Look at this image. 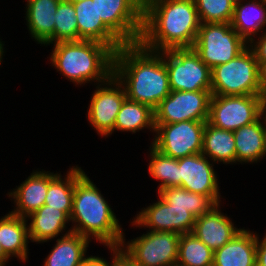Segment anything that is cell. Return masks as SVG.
I'll use <instances>...</instances> for the list:
<instances>
[{
    "instance_id": "2e32d148",
    "label": "cell",
    "mask_w": 266,
    "mask_h": 266,
    "mask_svg": "<svg viewBox=\"0 0 266 266\" xmlns=\"http://www.w3.org/2000/svg\"><path fill=\"white\" fill-rule=\"evenodd\" d=\"M222 205L217 204L209 212L196 218L192 231L212 251L224 246L243 229L238 228L234 220L222 212Z\"/></svg>"
},
{
    "instance_id": "f1b7e54d",
    "label": "cell",
    "mask_w": 266,
    "mask_h": 266,
    "mask_svg": "<svg viewBox=\"0 0 266 266\" xmlns=\"http://www.w3.org/2000/svg\"><path fill=\"white\" fill-rule=\"evenodd\" d=\"M148 153V173L149 176L159 181L157 191L168 187H181V178H179L178 159L166 156L155 149L151 144Z\"/></svg>"
},
{
    "instance_id": "cb8c5ba5",
    "label": "cell",
    "mask_w": 266,
    "mask_h": 266,
    "mask_svg": "<svg viewBox=\"0 0 266 266\" xmlns=\"http://www.w3.org/2000/svg\"><path fill=\"white\" fill-rule=\"evenodd\" d=\"M60 172V173H59ZM48 171V192L45 205L63 211L69 218L73 209L75 182L85 173L77 164L71 166L62 176L61 171Z\"/></svg>"
},
{
    "instance_id": "e575fe53",
    "label": "cell",
    "mask_w": 266,
    "mask_h": 266,
    "mask_svg": "<svg viewBox=\"0 0 266 266\" xmlns=\"http://www.w3.org/2000/svg\"><path fill=\"white\" fill-rule=\"evenodd\" d=\"M263 238L257 233L256 266H266V233Z\"/></svg>"
},
{
    "instance_id": "6da1fadb",
    "label": "cell",
    "mask_w": 266,
    "mask_h": 266,
    "mask_svg": "<svg viewBox=\"0 0 266 266\" xmlns=\"http://www.w3.org/2000/svg\"><path fill=\"white\" fill-rule=\"evenodd\" d=\"M200 25L194 0H145L139 43L155 52L192 48Z\"/></svg>"
},
{
    "instance_id": "7c38bea8",
    "label": "cell",
    "mask_w": 266,
    "mask_h": 266,
    "mask_svg": "<svg viewBox=\"0 0 266 266\" xmlns=\"http://www.w3.org/2000/svg\"><path fill=\"white\" fill-rule=\"evenodd\" d=\"M94 86L96 89L89 98L86 118L97 135L109 138L114 133L116 116L127 98L126 91L114 74L107 81Z\"/></svg>"
},
{
    "instance_id": "484cf974",
    "label": "cell",
    "mask_w": 266,
    "mask_h": 266,
    "mask_svg": "<svg viewBox=\"0 0 266 266\" xmlns=\"http://www.w3.org/2000/svg\"><path fill=\"white\" fill-rule=\"evenodd\" d=\"M54 241L42 266H80L89 257L87 250L91 241L78 233L70 232Z\"/></svg>"
},
{
    "instance_id": "f546056e",
    "label": "cell",
    "mask_w": 266,
    "mask_h": 266,
    "mask_svg": "<svg viewBox=\"0 0 266 266\" xmlns=\"http://www.w3.org/2000/svg\"><path fill=\"white\" fill-rule=\"evenodd\" d=\"M157 195L173 207L187 208L196 218L217 205L209 196L192 193L179 186L161 189Z\"/></svg>"
},
{
    "instance_id": "83f0119b",
    "label": "cell",
    "mask_w": 266,
    "mask_h": 266,
    "mask_svg": "<svg viewBox=\"0 0 266 266\" xmlns=\"http://www.w3.org/2000/svg\"><path fill=\"white\" fill-rule=\"evenodd\" d=\"M144 129H149L154 136V110L145 104L126 98L116 116L114 132L135 134Z\"/></svg>"
},
{
    "instance_id": "8fae6325",
    "label": "cell",
    "mask_w": 266,
    "mask_h": 266,
    "mask_svg": "<svg viewBox=\"0 0 266 266\" xmlns=\"http://www.w3.org/2000/svg\"><path fill=\"white\" fill-rule=\"evenodd\" d=\"M98 17L125 45L139 43L143 29V0H94Z\"/></svg>"
},
{
    "instance_id": "8d00e7d4",
    "label": "cell",
    "mask_w": 266,
    "mask_h": 266,
    "mask_svg": "<svg viewBox=\"0 0 266 266\" xmlns=\"http://www.w3.org/2000/svg\"><path fill=\"white\" fill-rule=\"evenodd\" d=\"M80 266H111V261L99 255H90Z\"/></svg>"
},
{
    "instance_id": "7bdbcfd3",
    "label": "cell",
    "mask_w": 266,
    "mask_h": 266,
    "mask_svg": "<svg viewBox=\"0 0 266 266\" xmlns=\"http://www.w3.org/2000/svg\"><path fill=\"white\" fill-rule=\"evenodd\" d=\"M68 1H84V0H68Z\"/></svg>"
},
{
    "instance_id": "74e56055",
    "label": "cell",
    "mask_w": 266,
    "mask_h": 266,
    "mask_svg": "<svg viewBox=\"0 0 266 266\" xmlns=\"http://www.w3.org/2000/svg\"><path fill=\"white\" fill-rule=\"evenodd\" d=\"M259 64V84L260 91L263 95L266 92V61L258 62Z\"/></svg>"
},
{
    "instance_id": "60d3db41",
    "label": "cell",
    "mask_w": 266,
    "mask_h": 266,
    "mask_svg": "<svg viewBox=\"0 0 266 266\" xmlns=\"http://www.w3.org/2000/svg\"><path fill=\"white\" fill-rule=\"evenodd\" d=\"M263 115L266 117V92L263 94Z\"/></svg>"
},
{
    "instance_id": "e0dca14e",
    "label": "cell",
    "mask_w": 266,
    "mask_h": 266,
    "mask_svg": "<svg viewBox=\"0 0 266 266\" xmlns=\"http://www.w3.org/2000/svg\"><path fill=\"white\" fill-rule=\"evenodd\" d=\"M48 192V171L33 170L32 173L18 186L7 192L14 204L11 214L27 218L40 207L45 205Z\"/></svg>"
},
{
    "instance_id": "1f68e13d",
    "label": "cell",
    "mask_w": 266,
    "mask_h": 266,
    "mask_svg": "<svg viewBox=\"0 0 266 266\" xmlns=\"http://www.w3.org/2000/svg\"><path fill=\"white\" fill-rule=\"evenodd\" d=\"M54 15V43L78 41V25L73 2L61 0Z\"/></svg>"
},
{
    "instance_id": "9c48e42d",
    "label": "cell",
    "mask_w": 266,
    "mask_h": 266,
    "mask_svg": "<svg viewBox=\"0 0 266 266\" xmlns=\"http://www.w3.org/2000/svg\"><path fill=\"white\" fill-rule=\"evenodd\" d=\"M263 95H212L208 122L214 127L235 131L263 115Z\"/></svg>"
},
{
    "instance_id": "f35d334b",
    "label": "cell",
    "mask_w": 266,
    "mask_h": 266,
    "mask_svg": "<svg viewBox=\"0 0 266 266\" xmlns=\"http://www.w3.org/2000/svg\"><path fill=\"white\" fill-rule=\"evenodd\" d=\"M11 258L4 252L2 245L0 243V266H6Z\"/></svg>"
},
{
    "instance_id": "4dcf8cb0",
    "label": "cell",
    "mask_w": 266,
    "mask_h": 266,
    "mask_svg": "<svg viewBox=\"0 0 266 266\" xmlns=\"http://www.w3.org/2000/svg\"><path fill=\"white\" fill-rule=\"evenodd\" d=\"M214 251L193 233L180 235L177 263L180 266H213Z\"/></svg>"
},
{
    "instance_id": "603a6c76",
    "label": "cell",
    "mask_w": 266,
    "mask_h": 266,
    "mask_svg": "<svg viewBox=\"0 0 266 266\" xmlns=\"http://www.w3.org/2000/svg\"><path fill=\"white\" fill-rule=\"evenodd\" d=\"M0 243L4 252L12 259L27 262L29 257V230L26 218L7 212L0 217Z\"/></svg>"
},
{
    "instance_id": "ffe728a7",
    "label": "cell",
    "mask_w": 266,
    "mask_h": 266,
    "mask_svg": "<svg viewBox=\"0 0 266 266\" xmlns=\"http://www.w3.org/2000/svg\"><path fill=\"white\" fill-rule=\"evenodd\" d=\"M26 219L29 221L30 242L35 244L48 243L72 232V228H68L70 218L63 211L48 205H43Z\"/></svg>"
},
{
    "instance_id": "b9f144b4",
    "label": "cell",
    "mask_w": 266,
    "mask_h": 266,
    "mask_svg": "<svg viewBox=\"0 0 266 266\" xmlns=\"http://www.w3.org/2000/svg\"><path fill=\"white\" fill-rule=\"evenodd\" d=\"M231 1L234 5L237 4L240 0H229Z\"/></svg>"
},
{
    "instance_id": "9a60e30c",
    "label": "cell",
    "mask_w": 266,
    "mask_h": 266,
    "mask_svg": "<svg viewBox=\"0 0 266 266\" xmlns=\"http://www.w3.org/2000/svg\"><path fill=\"white\" fill-rule=\"evenodd\" d=\"M181 187L192 193L209 196L216 204L222 202L219 176L215 164L202 153L178 159Z\"/></svg>"
},
{
    "instance_id": "52a82bcc",
    "label": "cell",
    "mask_w": 266,
    "mask_h": 266,
    "mask_svg": "<svg viewBox=\"0 0 266 266\" xmlns=\"http://www.w3.org/2000/svg\"><path fill=\"white\" fill-rule=\"evenodd\" d=\"M124 234L120 252L136 266H173L177 263L180 234L147 231L126 241Z\"/></svg>"
},
{
    "instance_id": "277c9868",
    "label": "cell",
    "mask_w": 266,
    "mask_h": 266,
    "mask_svg": "<svg viewBox=\"0 0 266 266\" xmlns=\"http://www.w3.org/2000/svg\"><path fill=\"white\" fill-rule=\"evenodd\" d=\"M51 47L47 57L51 66L75 86L89 83L94 86L107 81L114 73L115 51L108 45L79 40L56 42Z\"/></svg>"
},
{
    "instance_id": "5bb4252c",
    "label": "cell",
    "mask_w": 266,
    "mask_h": 266,
    "mask_svg": "<svg viewBox=\"0 0 266 266\" xmlns=\"http://www.w3.org/2000/svg\"><path fill=\"white\" fill-rule=\"evenodd\" d=\"M158 200L149 203L133 216L131 225L155 232L192 233L196 217L187 208L173 207L159 195Z\"/></svg>"
},
{
    "instance_id": "4fadbf2b",
    "label": "cell",
    "mask_w": 266,
    "mask_h": 266,
    "mask_svg": "<svg viewBox=\"0 0 266 266\" xmlns=\"http://www.w3.org/2000/svg\"><path fill=\"white\" fill-rule=\"evenodd\" d=\"M211 90L172 91L154 110V124L208 121Z\"/></svg>"
},
{
    "instance_id": "7a4b0ae2",
    "label": "cell",
    "mask_w": 266,
    "mask_h": 266,
    "mask_svg": "<svg viewBox=\"0 0 266 266\" xmlns=\"http://www.w3.org/2000/svg\"><path fill=\"white\" fill-rule=\"evenodd\" d=\"M115 77L126 96L155 110L171 92L163 56L140 43L121 46L114 56Z\"/></svg>"
},
{
    "instance_id": "5b68a950",
    "label": "cell",
    "mask_w": 266,
    "mask_h": 266,
    "mask_svg": "<svg viewBox=\"0 0 266 266\" xmlns=\"http://www.w3.org/2000/svg\"><path fill=\"white\" fill-rule=\"evenodd\" d=\"M212 95H262L259 84V64L247 47L237 57L211 69Z\"/></svg>"
},
{
    "instance_id": "7402d4cb",
    "label": "cell",
    "mask_w": 266,
    "mask_h": 266,
    "mask_svg": "<svg viewBox=\"0 0 266 266\" xmlns=\"http://www.w3.org/2000/svg\"><path fill=\"white\" fill-rule=\"evenodd\" d=\"M257 232L243 229L214 251L213 266H256Z\"/></svg>"
},
{
    "instance_id": "836d02e7",
    "label": "cell",
    "mask_w": 266,
    "mask_h": 266,
    "mask_svg": "<svg viewBox=\"0 0 266 266\" xmlns=\"http://www.w3.org/2000/svg\"><path fill=\"white\" fill-rule=\"evenodd\" d=\"M248 47L253 51L257 62L266 61V30L262 34L253 37L248 42Z\"/></svg>"
},
{
    "instance_id": "ba28073f",
    "label": "cell",
    "mask_w": 266,
    "mask_h": 266,
    "mask_svg": "<svg viewBox=\"0 0 266 266\" xmlns=\"http://www.w3.org/2000/svg\"><path fill=\"white\" fill-rule=\"evenodd\" d=\"M159 53L163 56L172 91L211 90V69L193 48H174Z\"/></svg>"
},
{
    "instance_id": "d6a6232c",
    "label": "cell",
    "mask_w": 266,
    "mask_h": 266,
    "mask_svg": "<svg viewBox=\"0 0 266 266\" xmlns=\"http://www.w3.org/2000/svg\"><path fill=\"white\" fill-rule=\"evenodd\" d=\"M201 23H231L234 4L229 0H194Z\"/></svg>"
},
{
    "instance_id": "30bf717a",
    "label": "cell",
    "mask_w": 266,
    "mask_h": 266,
    "mask_svg": "<svg viewBox=\"0 0 266 266\" xmlns=\"http://www.w3.org/2000/svg\"><path fill=\"white\" fill-rule=\"evenodd\" d=\"M154 125L155 134L150 143L162 154L180 159L202 153L206 121Z\"/></svg>"
},
{
    "instance_id": "4316f807",
    "label": "cell",
    "mask_w": 266,
    "mask_h": 266,
    "mask_svg": "<svg viewBox=\"0 0 266 266\" xmlns=\"http://www.w3.org/2000/svg\"><path fill=\"white\" fill-rule=\"evenodd\" d=\"M202 154L215 164L235 165L236 147L233 131L214 127L206 121Z\"/></svg>"
},
{
    "instance_id": "d4e9b609",
    "label": "cell",
    "mask_w": 266,
    "mask_h": 266,
    "mask_svg": "<svg viewBox=\"0 0 266 266\" xmlns=\"http://www.w3.org/2000/svg\"><path fill=\"white\" fill-rule=\"evenodd\" d=\"M231 26L247 42L266 30V0H240L234 5Z\"/></svg>"
},
{
    "instance_id": "d6986e66",
    "label": "cell",
    "mask_w": 266,
    "mask_h": 266,
    "mask_svg": "<svg viewBox=\"0 0 266 266\" xmlns=\"http://www.w3.org/2000/svg\"><path fill=\"white\" fill-rule=\"evenodd\" d=\"M61 0H24L26 26L33 41L42 46L54 43L55 13Z\"/></svg>"
},
{
    "instance_id": "d590c367",
    "label": "cell",
    "mask_w": 266,
    "mask_h": 266,
    "mask_svg": "<svg viewBox=\"0 0 266 266\" xmlns=\"http://www.w3.org/2000/svg\"><path fill=\"white\" fill-rule=\"evenodd\" d=\"M111 254V266H136L119 249L108 248Z\"/></svg>"
},
{
    "instance_id": "8992f818",
    "label": "cell",
    "mask_w": 266,
    "mask_h": 266,
    "mask_svg": "<svg viewBox=\"0 0 266 266\" xmlns=\"http://www.w3.org/2000/svg\"><path fill=\"white\" fill-rule=\"evenodd\" d=\"M248 47L231 23H201L192 48L210 68L229 62Z\"/></svg>"
},
{
    "instance_id": "3957f363",
    "label": "cell",
    "mask_w": 266,
    "mask_h": 266,
    "mask_svg": "<svg viewBox=\"0 0 266 266\" xmlns=\"http://www.w3.org/2000/svg\"><path fill=\"white\" fill-rule=\"evenodd\" d=\"M86 172L75 182L73 209L70 216L72 232L104 247L119 249L125 230L113 206Z\"/></svg>"
},
{
    "instance_id": "ac0fdd59",
    "label": "cell",
    "mask_w": 266,
    "mask_h": 266,
    "mask_svg": "<svg viewBox=\"0 0 266 266\" xmlns=\"http://www.w3.org/2000/svg\"><path fill=\"white\" fill-rule=\"evenodd\" d=\"M78 25V41L90 40L110 46L115 52L124 44L104 25L98 17L97 1H71Z\"/></svg>"
},
{
    "instance_id": "ab89813d",
    "label": "cell",
    "mask_w": 266,
    "mask_h": 266,
    "mask_svg": "<svg viewBox=\"0 0 266 266\" xmlns=\"http://www.w3.org/2000/svg\"><path fill=\"white\" fill-rule=\"evenodd\" d=\"M4 45H5V42L2 41V39L0 38V66L3 64L2 62L5 56V52H6Z\"/></svg>"
},
{
    "instance_id": "44dd1931",
    "label": "cell",
    "mask_w": 266,
    "mask_h": 266,
    "mask_svg": "<svg viewBox=\"0 0 266 266\" xmlns=\"http://www.w3.org/2000/svg\"><path fill=\"white\" fill-rule=\"evenodd\" d=\"M236 164H254L266 159V117L233 131Z\"/></svg>"
}]
</instances>
